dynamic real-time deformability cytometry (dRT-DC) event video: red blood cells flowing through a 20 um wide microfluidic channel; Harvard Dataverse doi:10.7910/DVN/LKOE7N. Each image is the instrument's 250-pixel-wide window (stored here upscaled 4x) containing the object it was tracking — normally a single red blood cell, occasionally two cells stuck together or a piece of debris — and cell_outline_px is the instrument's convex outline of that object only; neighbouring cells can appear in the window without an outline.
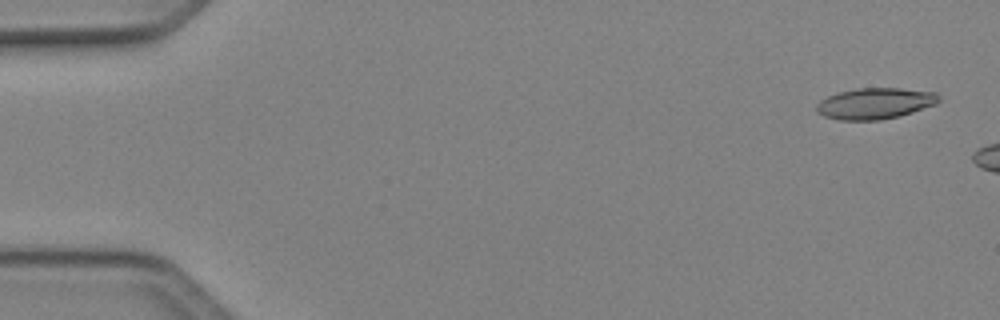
{"species": "Egyptian fruit bat (a non-hibernating species)", "species_latin": "Rousettus aegyptiacus", "temperature_condition": "cold", "stored_images_in_passage": 7, "camera_frame_rate_fps": 3000, "um_per_image_px": 0.085, "animal": {"sex": "female"}, "frame": {"image": 1, "passage_image": 2, "time_ms": 0.333, "image_size_px": [1000, 320], "cell_outline_px": [[940, 100], [936, 104], [900, 116], [880, 120], [836, 120], [824, 116], [816, 112], [816, 104], [820, 100], [836, 92], [856, 88], [900, 88], [936, 92], [940, 96]], "centroid_in_image_um": [74.36, 8.79], "position_along_channel_um": 10.6, "area_um2": 22.43}}